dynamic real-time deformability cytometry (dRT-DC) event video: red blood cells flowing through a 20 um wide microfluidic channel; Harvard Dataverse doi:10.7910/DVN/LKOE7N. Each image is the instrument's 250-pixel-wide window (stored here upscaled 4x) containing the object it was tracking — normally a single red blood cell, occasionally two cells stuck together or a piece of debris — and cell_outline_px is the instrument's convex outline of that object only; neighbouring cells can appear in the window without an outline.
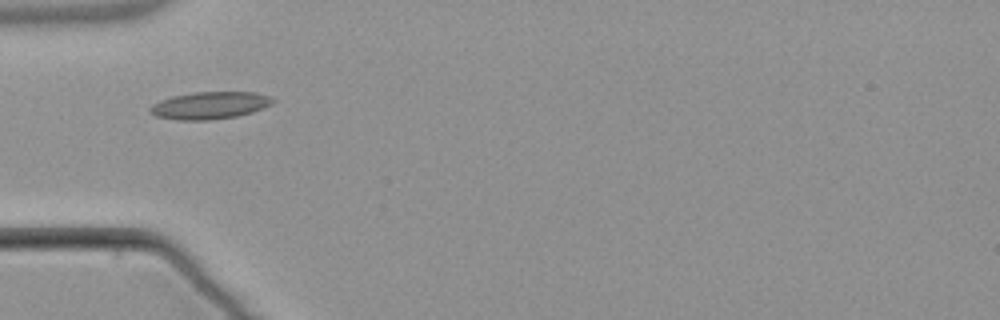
{"species": "common noctule bat (a hibernating species)", "species_latin": "Nyctalus noctula", "temperature_condition": "warm", "stored_images_in_passage": 2, "camera_frame_rate_fps": 3000, "um_per_image_px": 0.085, "animal": {"sex": "male", "body_mass_g": 21.5, "forearm_length_mm": 52.0}, "frame": {"image": 1, "passage_image": 1, "time_ms": 0.0, "image_size_px": [1000, 320], "cell_outline_px": [[276, 100], [272, 104], [252, 112], [236, 116], [208, 120], [176, 120], [156, 116], [148, 112], [148, 108], [152, 104], [160, 100], [172, 96], [192, 92], [256, 92], [272, 96]], "centroid_in_image_um": [17.82, 8.95], "position_along_channel_um": 67.2, "area_um2": 19.71}}
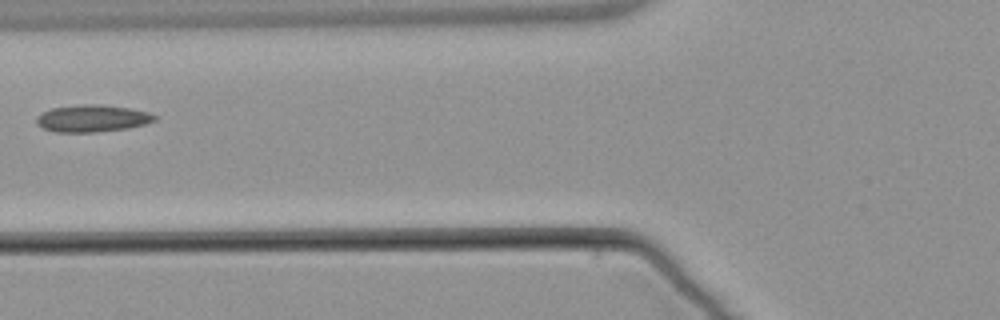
{"frame": {"image": 2, "passage_image": 2, "time_ms": 1.333, "image_size_px": [1000, 320], "cell_outline_px": [[160, 116], [156, 120], [144, 124], [128, 128], [96, 132], [56, 132], [44, 128], [36, 124], [36, 116], [52, 108], [84, 104], [96, 104], [128, 108], [148, 112]], "centroid_in_image_um": [7.86, 10.07], "position_along_channel_um": 117.9, "area_um2": 18.55}}